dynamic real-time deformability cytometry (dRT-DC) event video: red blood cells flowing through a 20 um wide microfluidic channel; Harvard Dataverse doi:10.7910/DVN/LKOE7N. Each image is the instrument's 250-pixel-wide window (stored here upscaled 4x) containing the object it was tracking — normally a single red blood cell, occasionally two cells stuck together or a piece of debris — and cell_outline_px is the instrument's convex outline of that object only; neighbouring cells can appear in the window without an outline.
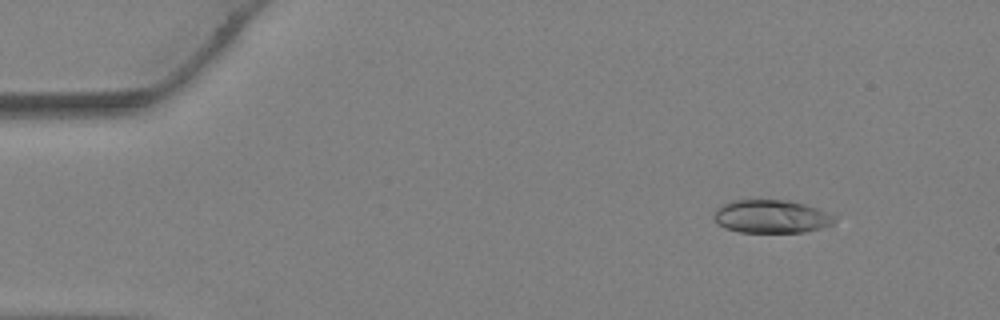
{"species": "Egyptian fruit bat (a non-hibernating species)", "species_latin": "Rousettus aegyptiacus", "temperature_condition": "warm", "stored_images_in_passage": 37, "camera_frame_rate_fps": 3000, "um_per_image_px": 0.085, "animal": {"sex": "female"}, "frame": {"image": 1, "passage_image": 4, "time_ms": 1.0, "image_size_px": [1000, 320], "cell_outline_px": [[836, 220], [832, 224], [820, 228], [804, 232], [740, 232], [724, 228], [716, 224], [712, 216], [716, 208], [732, 200], [788, 200], [804, 204], [828, 212], [836, 216]], "centroid_in_image_um": [65.53, 18.4], "position_along_channel_um": 19.5, "area_um2": 23.47}}
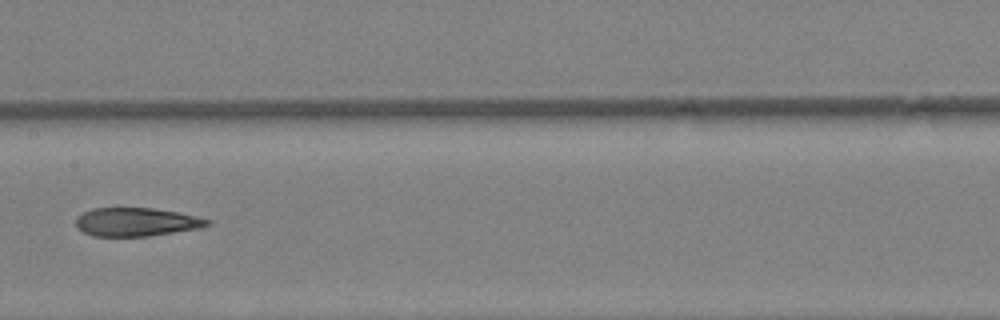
{"frame": {"image": 2, "passage_image": 19, "time_ms": 6.0, "image_size_px": [1000, 320], "cell_outline_px": [[212, 224], [204, 228], [148, 236], [92, 236], [84, 232], [76, 224], [76, 216], [92, 208], [152, 208], [180, 212], [212, 220]], "centroid_in_image_um": [11.66, 18.87], "position_along_channel_um": 195.7, "area_um2": 22.02}}
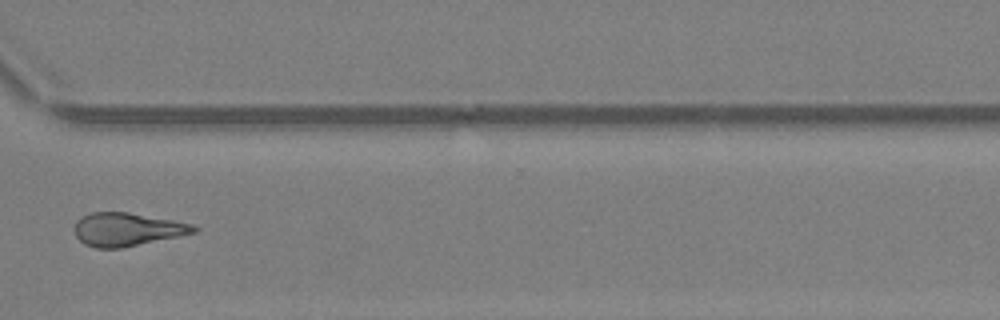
{"frame": {"image": 3, "passage_image": 28, "time_ms": 9.0, "image_size_px": [1000, 320], "cell_outline_px": [[200, 228], [196, 232], [180, 236], [120, 248], [96, 248], [84, 244], [76, 236], [76, 220], [80, 216], [92, 212], [128, 212], [172, 220], [192, 224]], "centroid_in_image_um": [10.8, 19.49], "position_along_channel_um": 359.8, "area_um2": 23.0}}